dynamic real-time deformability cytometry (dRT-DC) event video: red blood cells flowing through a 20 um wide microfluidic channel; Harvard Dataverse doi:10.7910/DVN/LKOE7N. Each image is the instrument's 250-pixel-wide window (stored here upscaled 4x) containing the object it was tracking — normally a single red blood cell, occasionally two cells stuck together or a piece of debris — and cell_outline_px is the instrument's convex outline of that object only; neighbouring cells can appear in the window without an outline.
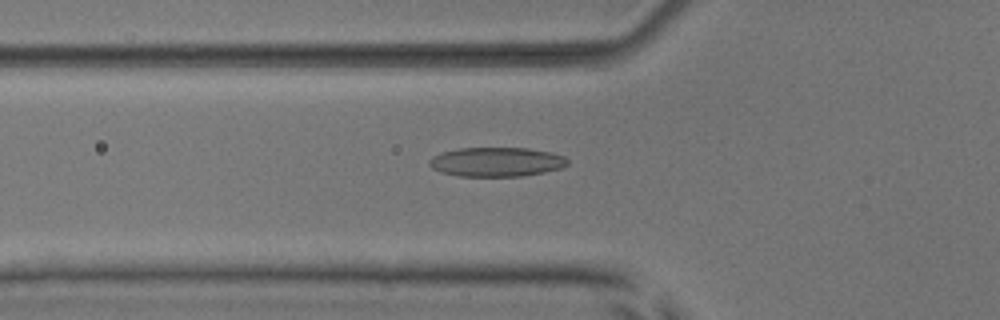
{"species": "common noctule bat (a hibernating species)", "species_latin": "Nyctalus noctula", "temperature_condition": "room temperature", "stored_images_in_passage": 37, "camera_frame_rate_fps": 3000, "um_per_image_px": 0.085, "animal": {"sex": "male", "body_mass_g": 17.9, "forearm_length_mm": 54.2}, "frame": {"image": 1, "passage_image": 9, "time_ms": 2.667, "image_size_px": [1000, 320], "cell_outline_px": [[568, 164], [564, 168], [524, 176], [460, 176], [440, 172], [432, 168], [428, 164], [428, 160], [432, 156], [444, 152], [460, 148], [528, 148], [552, 152], [564, 156], [568, 160]], "centroid_in_image_um": [42.23, 13.76], "position_along_channel_um": 83.6, "area_um2": 23.76}}
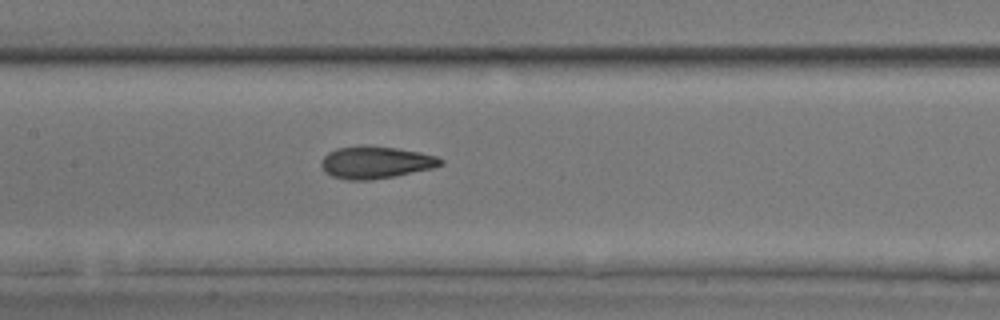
{"frame": {"image": 2, "passage_image": 16, "time_ms": 5.0, "image_size_px": [1000, 320], "cell_outline_px": [[444, 164], [432, 168], [396, 176], [372, 180], [348, 180], [332, 176], [324, 172], [320, 164], [320, 160], [328, 152], [336, 148], [364, 144], [396, 148], [420, 152], [436, 156], [444, 160]], "centroid_in_image_um": [31.91, 13.79], "position_along_channel_um": 175.5, "area_um2": 22.77}}
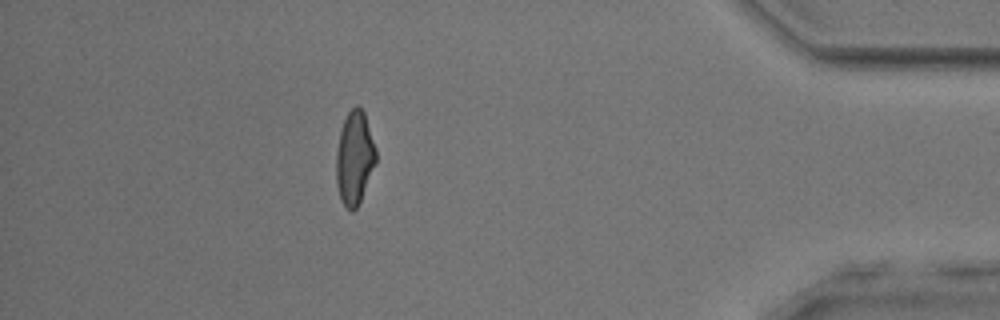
{"frame": {"image": 3, "passage_image": 37, "time_ms": 12.0, "image_size_px": [1000, 320], "cell_outline_px": [[376, 164], [360, 204], [352, 212], [340, 200], [336, 184], [336, 152], [340, 132], [344, 120], [348, 112], [356, 104], [364, 112], [376, 148]], "centroid_in_image_um": [30.14, 13.46], "position_along_channel_um": 405.1, "area_um2": 21.85}, "authors_computed_cell_mechanics": {"area_um2": 21.964, "velocity_mm_per_s": 3.9179, "shape_relaxation_time_tau1_ms": 5.3874, "shape_relaxation_time_tau2_ms": 1.4266, "deformation_change_tau1": 0.1884, "deformation_change_tau2": 0.0909}}